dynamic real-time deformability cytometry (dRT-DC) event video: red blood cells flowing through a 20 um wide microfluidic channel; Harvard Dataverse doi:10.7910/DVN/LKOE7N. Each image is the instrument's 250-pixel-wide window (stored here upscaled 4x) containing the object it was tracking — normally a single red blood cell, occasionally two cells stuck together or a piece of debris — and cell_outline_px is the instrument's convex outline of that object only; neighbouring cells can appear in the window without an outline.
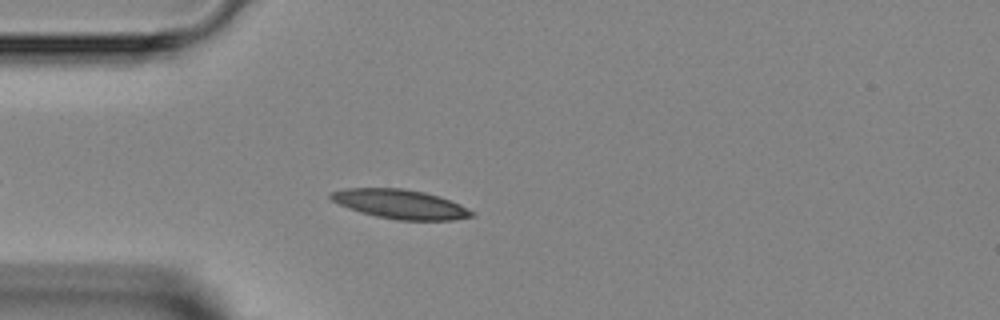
{"species": "Egyptian fruit bat (a non-hibernating species)", "species_latin": "Rousettus aegyptiacus", "temperature_condition": "room temperature", "stored_images_in_passage": 36, "camera_frame_rate_fps": 3000, "um_per_image_px": 0.085, "animal": {"sex": "female"}, "frame": {"image": 1, "passage_image": 6, "time_ms": 1.667, "image_size_px": [1000, 320], "cell_outline_px": [[476, 216], [452, 220], [396, 220], [376, 216], [360, 212], [348, 208], [332, 200], [328, 196], [328, 192], [344, 188], [404, 188], [424, 192], [460, 204], [476, 212]], "centroid_in_image_um": [34.01, 17.35], "position_along_channel_um": 51.0, "area_um2": 24.1}}
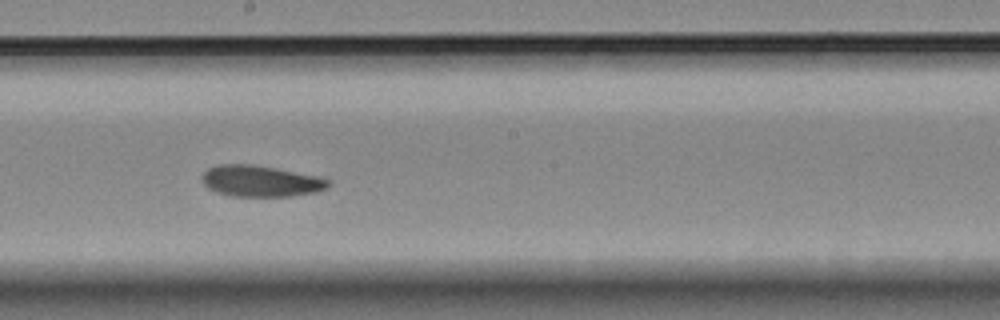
{"frame": {"image": 2, "passage_image": 19, "time_ms": 6.0, "image_size_px": [1000, 320], "cell_outline_px": [[332, 184], [328, 188], [316, 192], [292, 196], [232, 196], [216, 192], [208, 188], [204, 184], [204, 172], [208, 168], [216, 164], [252, 164], [316, 176], [328, 180]], "centroid_in_image_um": [22.16, 15.4], "position_along_channel_um": 226.0, "area_um2": 22.77}}
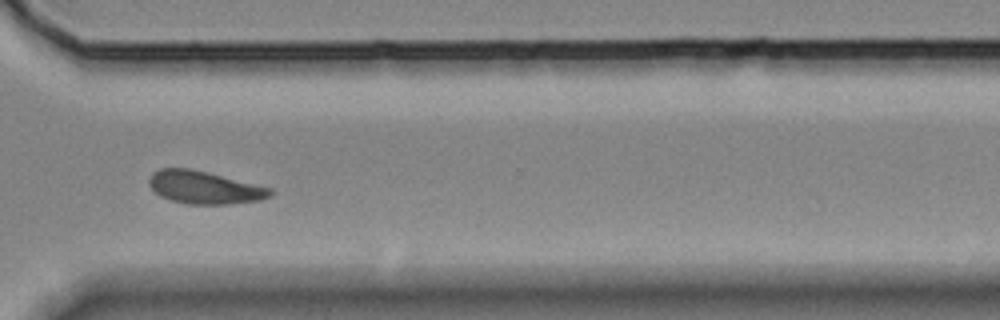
{"frame": {"image": 3, "passage_image": 28, "time_ms": 9.0, "image_size_px": [1000, 320], "cell_outline_px": [[272, 196], [260, 200], [228, 204], [188, 204], [172, 200], [160, 196], [148, 184], [148, 180], [152, 172], [160, 168], [192, 168], [272, 188]], "centroid_in_image_um": [17.37, 15.92], "position_along_channel_um": 353.2, "area_um2": 23.18}}